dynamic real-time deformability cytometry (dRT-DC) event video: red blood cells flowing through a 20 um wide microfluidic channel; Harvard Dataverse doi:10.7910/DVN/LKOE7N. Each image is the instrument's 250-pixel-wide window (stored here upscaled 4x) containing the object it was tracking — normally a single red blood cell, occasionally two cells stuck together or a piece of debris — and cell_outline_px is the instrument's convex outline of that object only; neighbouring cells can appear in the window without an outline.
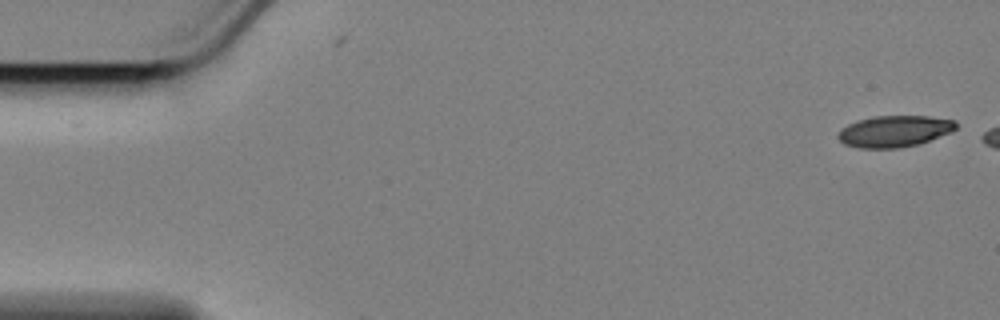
{"species": "Egyptian fruit bat (a non-hibernating species)", "species_latin": "Rousettus aegyptiacus", "temperature_condition": "cold", "stored_images_in_passage": 7, "camera_frame_rate_fps": 3000, "um_per_image_px": 0.085, "animal": {"sex": "female"}, "frame": {"image": 1, "passage_image": 1, "time_ms": 0.0, "image_size_px": [1000, 320], "cell_outline_px": [[956, 128], [952, 132], [920, 144], [900, 148], [860, 148], [844, 144], [836, 136], [840, 128], [856, 120], [872, 116], [928, 116], [956, 120]], "centroid_in_image_um": [76.01, 11.15], "position_along_channel_um": 9.0, "area_um2": 21.91}}